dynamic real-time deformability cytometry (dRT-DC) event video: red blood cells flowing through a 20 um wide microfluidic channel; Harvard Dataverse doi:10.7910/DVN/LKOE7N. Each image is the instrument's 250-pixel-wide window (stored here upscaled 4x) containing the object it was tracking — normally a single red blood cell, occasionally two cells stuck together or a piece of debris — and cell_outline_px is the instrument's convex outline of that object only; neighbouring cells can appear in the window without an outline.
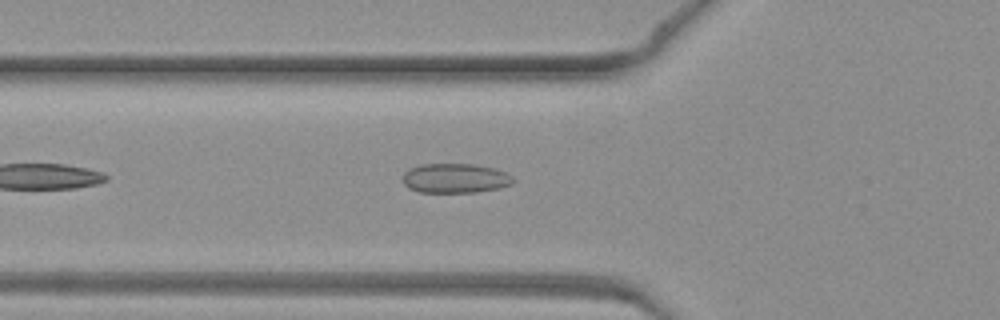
{"species": "common noctule bat (a hibernating species)", "species_latin": "Nyctalus noctula", "temperature_condition": "warm", "stored_images_in_passage": 34, "camera_frame_rate_fps": 3000, "um_per_image_px": 0.085, "animal": {"sex": "female", "body_mass_g": 19.3, "forearm_length_mm": 54.1}, "frame": {"image": 1, "passage_image": 5, "time_ms": 1.333, "image_size_px": [1000, 320], "cell_outline_px": [[516, 180], [512, 184], [500, 188], [476, 192], [420, 192], [408, 188], [404, 184], [404, 172], [408, 168], [420, 164], [472, 164], [496, 168], [512, 176]], "centroid_in_image_um": [38.7, 15.15], "position_along_channel_um": 87.1, "area_um2": 19.13}}
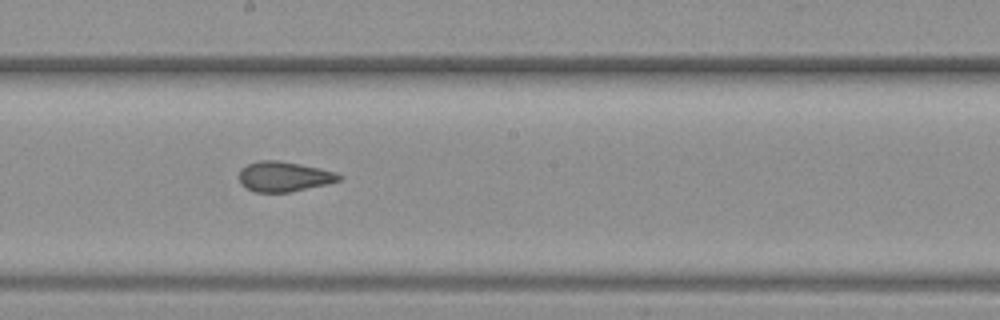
{"frame": {"image": 2, "passage_image": 14, "time_ms": 4.333, "image_size_px": [1000, 320], "cell_outline_px": [[344, 176], [340, 180], [328, 184], [292, 192], [256, 192], [240, 184], [240, 168], [256, 160], [280, 160], [320, 168], [336, 172]], "centroid_in_image_um": [24.16, 15.0], "position_along_channel_um": 224.0, "area_um2": 17.69}}
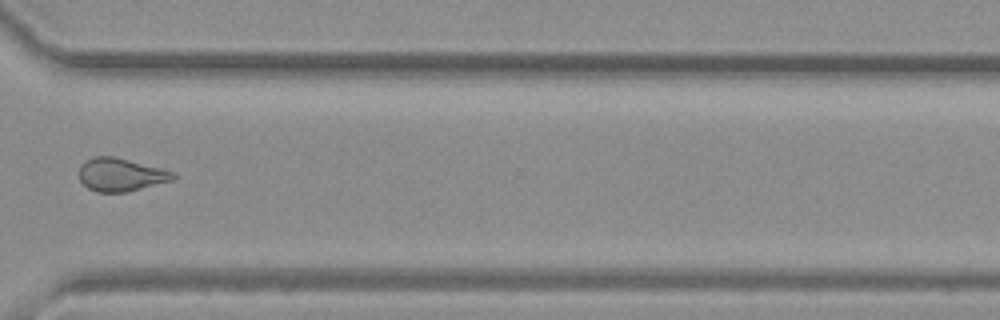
{"frame": {"image": 3, "passage_image": 23, "time_ms": 7.333, "image_size_px": [1000, 320], "cell_outline_px": [[176, 176], [172, 180], [124, 192], [96, 192], [88, 188], [80, 180], [80, 164], [96, 156], [112, 156], [176, 172]], "centroid_in_image_um": [10.25, 14.85], "position_along_channel_um": 360.3, "area_um2": 17.74}}